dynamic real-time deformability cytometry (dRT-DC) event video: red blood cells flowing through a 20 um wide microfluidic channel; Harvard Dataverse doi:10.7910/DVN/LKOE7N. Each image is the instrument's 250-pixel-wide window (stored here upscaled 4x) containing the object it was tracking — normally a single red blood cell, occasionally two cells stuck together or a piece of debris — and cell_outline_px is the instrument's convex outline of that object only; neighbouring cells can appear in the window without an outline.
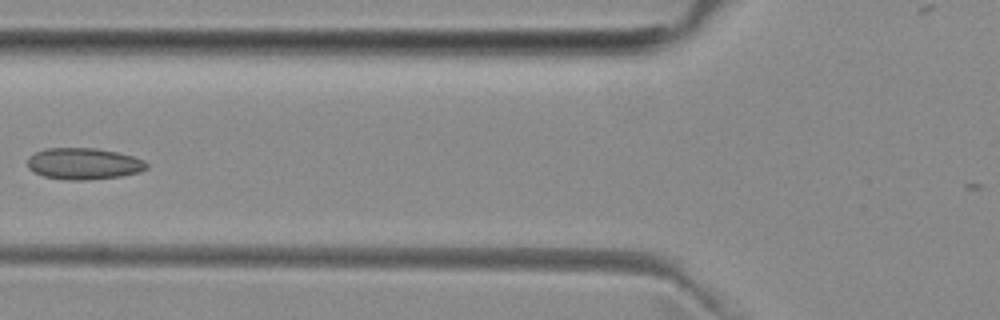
{"species": "common noctule bat (a hibernating species)", "species_latin": "Nyctalus noctula", "temperature_condition": "room temperature", "stored_images_in_passage": 4, "camera_frame_rate_fps": 3000, "um_per_image_px": 0.085, "animal": {"sex": "female", "body_mass_g": 29.2, "forearm_length_mm": 56.3}, "frame": {"image": 1, "passage_image": 4, "time_ms": 4.333, "image_size_px": [1000, 320], "cell_outline_px": [[148, 168], [140, 172], [120, 176], [88, 180], [64, 180], [44, 176], [28, 168], [28, 156], [44, 148], [96, 148], [116, 152], [132, 156], [144, 160], [148, 164]], "centroid_in_image_um": [7.12, 13.91], "position_along_channel_um": 118.7, "area_um2": 21.91}}